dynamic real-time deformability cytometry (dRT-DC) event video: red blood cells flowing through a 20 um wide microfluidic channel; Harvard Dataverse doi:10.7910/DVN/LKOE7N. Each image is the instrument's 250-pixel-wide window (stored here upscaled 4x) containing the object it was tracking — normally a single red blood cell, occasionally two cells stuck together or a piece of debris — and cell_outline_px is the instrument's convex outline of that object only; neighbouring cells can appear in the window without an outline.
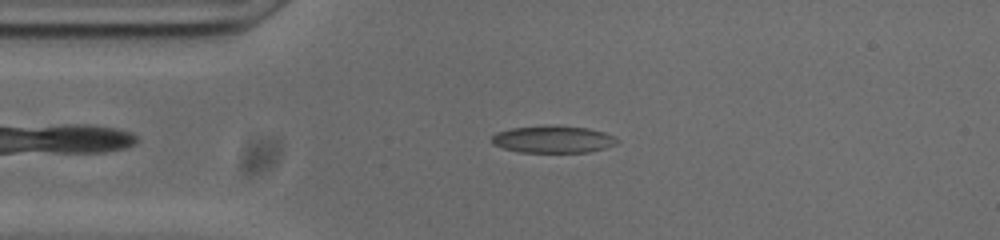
{"species": "common noctule bat (a hibernating species)", "species_latin": "Nyctalus noctula", "temperature_condition": "cold", "stored_images_in_passage": 37, "camera_frame_rate_fps": 3000, "um_per_image_px": 0.085, "animal": {"sex": "male", "body_mass_g": 20.0, "forearm_length_mm": 53.3}, "frame": {"image": 1, "passage_image": 3, "time_ms": 0.667, "image_size_px": [1000, 240], "cell_outline_px": [[620, 140], [616, 144], [608, 148], [588, 152], [520, 152], [504, 148], [492, 144], [492, 136], [496, 132], [512, 128], [588, 128], [604, 132]], "centroid_in_image_um": [47.04, 11.89], "position_along_channel_um": 38.0, "area_um2": 18.96}}
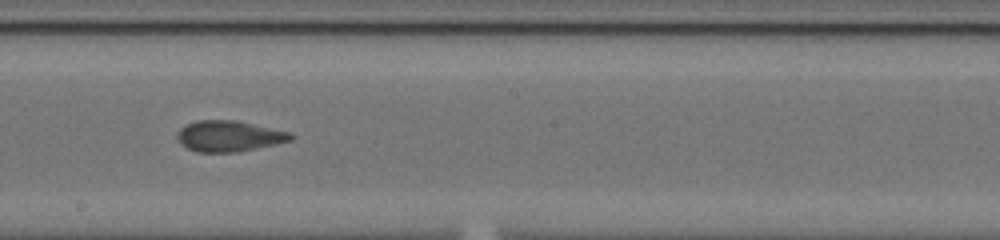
{"frame": {"image": 2, "passage_image": 20, "time_ms": 6.333, "image_size_px": [1000, 240], "cell_outline_px": [[296, 136], [292, 140], [276, 144], [236, 152], [196, 152], [180, 144], [176, 136], [176, 132], [184, 124], [196, 120], [236, 120], [292, 132]], "centroid_in_image_um": [19.46, 11.56], "position_along_channel_um": 228.7, "area_um2": 20.75}}
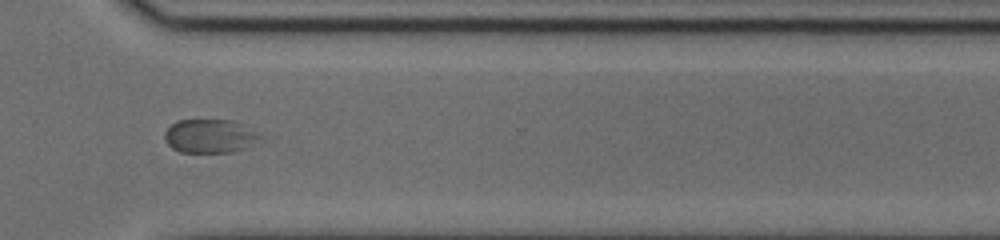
{"frame": {"image": 3, "passage_image": 30, "time_ms": 9.667, "image_size_px": [1000, 240], "cell_outline_px": [[260, 136], [248, 148], [232, 152], [180, 152], [172, 148], [164, 140], [164, 132], [176, 120], [232, 120], [244, 124]], "centroid_in_image_um": [17.79, 11.57], "position_along_channel_um": 352.8, "area_um2": 18.67}, "authors_computed_cell_mechanics": {"area_um2": 19.7676, "velocity_mm_per_s": 3.7041, "shape_relaxation_time_tau1_ms": null, "shape_relaxation_time_tau2_ms": 1.0807, "deformation_change_tau1": null, "deformation_change_tau2": 0.069}}